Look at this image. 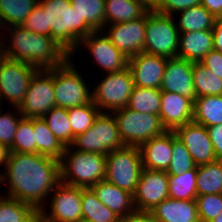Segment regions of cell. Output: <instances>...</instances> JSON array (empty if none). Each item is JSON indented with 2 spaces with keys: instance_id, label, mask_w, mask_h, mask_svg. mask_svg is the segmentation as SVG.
<instances>
[{
  "instance_id": "obj_1",
  "label": "cell",
  "mask_w": 222,
  "mask_h": 222,
  "mask_svg": "<svg viewBox=\"0 0 222 222\" xmlns=\"http://www.w3.org/2000/svg\"><path fill=\"white\" fill-rule=\"evenodd\" d=\"M0 186L8 185L6 197L31 205L36 211L60 183L59 160L38 153L10 152Z\"/></svg>"
},
{
  "instance_id": "obj_2",
  "label": "cell",
  "mask_w": 222,
  "mask_h": 222,
  "mask_svg": "<svg viewBox=\"0 0 222 222\" xmlns=\"http://www.w3.org/2000/svg\"><path fill=\"white\" fill-rule=\"evenodd\" d=\"M10 34L8 48L2 39L3 56L21 61L38 69L61 67L70 54L63 49L51 36H45L25 29L23 26L7 28Z\"/></svg>"
},
{
  "instance_id": "obj_3",
  "label": "cell",
  "mask_w": 222,
  "mask_h": 222,
  "mask_svg": "<svg viewBox=\"0 0 222 222\" xmlns=\"http://www.w3.org/2000/svg\"><path fill=\"white\" fill-rule=\"evenodd\" d=\"M66 160V161H65ZM60 182L74 187L91 188L105 179L106 155L71 150L66 146L59 160Z\"/></svg>"
},
{
  "instance_id": "obj_4",
  "label": "cell",
  "mask_w": 222,
  "mask_h": 222,
  "mask_svg": "<svg viewBox=\"0 0 222 222\" xmlns=\"http://www.w3.org/2000/svg\"><path fill=\"white\" fill-rule=\"evenodd\" d=\"M47 20V36H51L71 54L80 42V16L71 0H39Z\"/></svg>"
},
{
  "instance_id": "obj_5",
  "label": "cell",
  "mask_w": 222,
  "mask_h": 222,
  "mask_svg": "<svg viewBox=\"0 0 222 222\" xmlns=\"http://www.w3.org/2000/svg\"><path fill=\"white\" fill-rule=\"evenodd\" d=\"M173 16L150 8L146 12V31L143 52L165 58L178 57L179 30Z\"/></svg>"
},
{
  "instance_id": "obj_6",
  "label": "cell",
  "mask_w": 222,
  "mask_h": 222,
  "mask_svg": "<svg viewBox=\"0 0 222 222\" xmlns=\"http://www.w3.org/2000/svg\"><path fill=\"white\" fill-rule=\"evenodd\" d=\"M115 116L120 138L124 146L140 147L167 130L163 126L160 116L156 114L139 113L130 108L123 107L112 112Z\"/></svg>"
},
{
  "instance_id": "obj_7",
  "label": "cell",
  "mask_w": 222,
  "mask_h": 222,
  "mask_svg": "<svg viewBox=\"0 0 222 222\" xmlns=\"http://www.w3.org/2000/svg\"><path fill=\"white\" fill-rule=\"evenodd\" d=\"M142 170L140 148L123 146L106 155L104 180L134 194Z\"/></svg>"
},
{
  "instance_id": "obj_8",
  "label": "cell",
  "mask_w": 222,
  "mask_h": 222,
  "mask_svg": "<svg viewBox=\"0 0 222 222\" xmlns=\"http://www.w3.org/2000/svg\"><path fill=\"white\" fill-rule=\"evenodd\" d=\"M71 149L108 155L124 146L113 113L100 112L93 125L84 133L77 135Z\"/></svg>"
},
{
  "instance_id": "obj_9",
  "label": "cell",
  "mask_w": 222,
  "mask_h": 222,
  "mask_svg": "<svg viewBox=\"0 0 222 222\" xmlns=\"http://www.w3.org/2000/svg\"><path fill=\"white\" fill-rule=\"evenodd\" d=\"M80 74L70 58L61 67L53 68L56 107L70 109L92 101L91 89Z\"/></svg>"
},
{
  "instance_id": "obj_10",
  "label": "cell",
  "mask_w": 222,
  "mask_h": 222,
  "mask_svg": "<svg viewBox=\"0 0 222 222\" xmlns=\"http://www.w3.org/2000/svg\"><path fill=\"white\" fill-rule=\"evenodd\" d=\"M106 75L92 89V102L101 112L111 113L128 105L134 83L129 68Z\"/></svg>"
},
{
  "instance_id": "obj_11",
  "label": "cell",
  "mask_w": 222,
  "mask_h": 222,
  "mask_svg": "<svg viewBox=\"0 0 222 222\" xmlns=\"http://www.w3.org/2000/svg\"><path fill=\"white\" fill-rule=\"evenodd\" d=\"M30 64L2 57L0 59V105L6 100L19 107L28 90L32 77L39 71Z\"/></svg>"
},
{
  "instance_id": "obj_12",
  "label": "cell",
  "mask_w": 222,
  "mask_h": 222,
  "mask_svg": "<svg viewBox=\"0 0 222 222\" xmlns=\"http://www.w3.org/2000/svg\"><path fill=\"white\" fill-rule=\"evenodd\" d=\"M56 106L53 68L40 69L31 79L28 90L18 110L25 118H42Z\"/></svg>"
},
{
  "instance_id": "obj_13",
  "label": "cell",
  "mask_w": 222,
  "mask_h": 222,
  "mask_svg": "<svg viewBox=\"0 0 222 222\" xmlns=\"http://www.w3.org/2000/svg\"><path fill=\"white\" fill-rule=\"evenodd\" d=\"M51 194L50 212L43 207L38 212L39 222H78L82 219L81 187L60 182Z\"/></svg>"
},
{
  "instance_id": "obj_14",
  "label": "cell",
  "mask_w": 222,
  "mask_h": 222,
  "mask_svg": "<svg viewBox=\"0 0 222 222\" xmlns=\"http://www.w3.org/2000/svg\"><path fill=\"white\" fill-rule=\"evenodd\" d=\"M101 33L103 31H94L89 33L85 38L81 39L77 47L71 54L75 55L74 52L80 48L83 44V48H88L89 53L96 64H98L101 69H104L106 73H113L124 71L128 68L129 58L125 56L120 50H118L110 41V39Z\"/></svg>"
},
{
  "instance_id": "obj_15",
  "label": "cell",
  "mask_w": 222,
  "mask_h": 222,
  "mask_svg": "<svg viewBox=\"0 0 222 222\" xmlns=\"http://www.w3.org/2000/svg\"><path fill=\"white\" fill-rule=\"evenodd\" d=\"M167 198H169L167 172L143 168L133 194L136 211L149 213Z\"/></svg>"
},
{
  "instance_id": "obj_16",
  "label": "cell",
  "mask_w": 222,
  "mask_h": 222,
  "mask_svg": "<svg viewBox=\"0 0 222 222\" xmlns=\"http://www.w3.org/2000/svg\"><path fill=\"white\" fill-rule=\"evenodd\" d=\"M105 35L128 58L143 52L146 31V13L139 19L110 24Z\"/></svg>"
},
{
  "instance_id": "obj_17",
  "label": "cell",
  "mask_w": 222,
  "mask_h": 222,
  "mask_svg": "<svg viewBox=\"0 0 222 222\" xmlns=\"http://www.w3.org/2000/svg\"><path fill=\"white\" fill-rule=\"evenodd\" d=\"M174 132L197 166L217 160L207 127L192 121L177 127Z\"/></svg>"
},
{
  "instance_id": "obj_18",
  "label": "cell",
  "mask_w": 222,
  "mask_h": 222,
  "mask_svg": "<svg viewBox=\"0 0 222 222\" xmlns=\"http://www.w3.org/2000/svg\"><path fill=\"white\" fill-rule=\"evenodd\" d=\"M160 90L186 96L194 102L197 95L193 81V62L178 57L167 59Z\"/></svg>"
},
{
  "instance_id": "obj_19",
  "label": "cell",
  "mask_w": 222,
  "mask_h": 222,
  "mask_svg": "<svg viewBox=\"0 0 222 222\" xmlns=\"http://www.w3.org/2000/svg\"><path fill=\"white\" fill-rule=\"evenodd\" d=\"M167 59L145 52L129 58L128 68L131 71L134 86L160 89Z\"/></svg>"
},
{
  "instance_id": "obj_20",
  "label": "cell",
  "mask_w": 222,
  "mask_h": 222,
  "mask_svg": "<svg viewBox=\"0 0 222 222\" xmlns=\"http://www.w3.org/2000/svg\"><path fill=\"white\" fill-rule=\"evenodd\" d=\"M194 102L183 95L167 91L161 92L159 116L167 131L193 121Z\"/></svg>"
},
{
  "instance_id": "obj_21",
  "label": "cell",
  "mask_w": 222,
  "mask_h": 222,
  "mask_svg": "<svg viewBox=\"0 0 222 222\" xmlns=\"http://www.w3.org/2000/svg\"><path fill=\"white\" fill-rule=\"evenodd\" d=\"M142 166L145 169L166 171L172 157V131L149 139L140 147Z\"/></svg>"
},
{
  "instance_id": "obj_22",
  "label": "cell",
  "mask_w": 222,
  "mask_h": 222,
  "mask_svg": "<svg viewBox=\"0 0 222 222\" xmlns=\"http://www.w3.org/2000/svg\"><path fill=\"white\" fill-rule=\"evenodd\" d=\"M91 189L97 198L121 219L135 214L133 194L105 181H99Z\"/></svg>"
},
{
  "instance_id": "obj_23",
  "label": "cell",
  "mask_w": 222,
  "mask_h": 222,
  "mask_svg": "<svg viewBox=\"0 0 222 222\" xmlns=\"http://www.w3.org/2000/svg\"><path fill=\"white\" fill-rule=\"evenodd\" d=\"M149 214L158 222H200L196 200L167 198Z\"/></svg>"
},
{
  "instance_id": "obj_24",
  "label": "cell",
  "mask_w": 222,
  "mask_h": 222,
  "mask_svg": "<svg viewBox=\"0 0 222 222\" xmlns=\"http://www.w3.org/2000/svg\"><path fill=\"white\" fill-rule=\"evenodd\" d=\"M213 49L212 30H199L179 34L178 58L191 62H201L205 55Z\"/></svg>"
},
{
  "instance_id": "obj_25",
  "label": "cell",
  "mask_w": 222,
  "mask_h": 222,
  "mask_svg": "<svg viewBox=\"0 0 222 222\" xmlns=\"http://www.w3.org/2000/svg\"><path fill=\"white\" fill-rule=\"evenodd\" d=\"M80 16V40L94 31L105 29V0H71Z\"/></svg>"
},
{
  "instance_id": "obj_26",
  "label": "cell",
  "mask_w": 222,
  "mask_h": 222,
  "mask_svg": "<svg viewBox=\"0 0 222 222\" xmlns=\"http://www.w3.org/2000/svg\"><path fill=\"white\" fill-rule=\"evenodd\" d=\"M150 8L147 0H105V27L139 19Z\"/></svg>"
},
{
  "instance_id": "obj_27",
  "label": "cell",
  "mask_w": 222,
  "mask_h": 222,
  "mask_svg": "<svg viewBox=\"0 0 222 222\" xmlns=\"http://www.w3.org/2000/svg\"><path fill=\"white\" fill-rule=\"evenodd\" d=\"M193 122L205 127L222 124V95L197 97L194 100Z\"/></svg>"
},
{
  "instance_id": "obj_28",
  "label": "cell",
  "mask_w": 222,
  "mask_h": 222,
  "mask_svg": "<svg viewBox=\"0 0 222 222\" xmlns=\"http://www.w3.org/2000/svg\"><path fill=\"white\" fill-rule=\"evenodd\" d=\"M82 219L90 222H120L121 218L104 205L91 188H81Z\"/></svg>"
},
{
  "instance_id": "obj_29",
  "label": "cell",
  "mask_w": 222,
  "mask_h": 222,
  "mask_svg": "<svg viewBox=\"0 0 222 222\" xmlns=\"http://www.w3.org/2000/svg\"><path fill=\"white\" fill-rule=\"evenodd\" d=\"M36 153L60 160L65 146L52 134L42 118H33Z\"/></svg>"
},
{
  "instance_id": "obj_30",
  "label": "cell",
  "mask_w": 222,
  "mask_h": 222,
  "mask_svg": "<svg viewBox=\"0 0 222 222\" xmlns=\"http://www.w3.org/2000/svg\"><path fill=\"white\" fill-rule=\"evenodd\" d=\"M177 13L181 14L177 22L179 33L212 30L214 27L215 17L201 4Z\"/></svg>"
},
{
  "instance_id": "obj_31",
  "label": "cell",
  "mask_w": 222,
  "mask_h": 222,
  "mask_svg": "<svg viewBox=\"0 0 222 222\" xmlns=\"http://www.w3.org/2000/svg\"><path fill=\"white\" fill-rule=\"evenodd\" d=\"M198 195L222 193V160L197 166Z\"/></svg>"
},
{
  "instance_id": "obj_32",
  "label": "cell",
  "mask_w": 222,
  "mask_h": 222,
  "mask_svg": "<svg viewBox=\"0 0 222 222\" xmlns=\"http://www.w3.org/2000/svg\"><path fill=\"white\" fill-rule=\"evenodd\" d=\"M39 0H0V23L2 28L21 26ZM7 22V23H6Z\"/></svg>"
},
{
  "instance_id": "obj_33",
  "label": "cell",
  "mask_w": 222,
  "mask_h": 222,
  "mask_svg": "<svg viewBox=\"0 0 222 222\" xmlns=\"http://www.w3.org/2000/svg\"><path fill=\"white\" fill-rule=\"evenodd\" d=\"M0 197V222H38V211L19 200Z\"/></svg>"
},
{
  "instance_id": "obj_34",
  "label": "cell",
  "mask_w": 222,
  "mask_h": 222,
  "mask_svg": "<svg viewBox=\"0 0 222 222\" xmlns=\"http://www.w3.org/2000/svg\"><path fill=\"white\" fill-rule=\"evenodd\" d=\"M161 90L134 86L127 107L139 113L159 115Z\"/></svg>"
},
{
  "instance_id": "obj_35",
  "label": "cell",
  "mask_w": 222,
  "mask_h": 222,
  "mask_svg": "<svg viewBox=\"0 0 222 222\" xmlns=\"http://www.w3.org/2000/svg\"><path fill=\"white\" fill-rule=\"evenodd\" d=\"M197 166L182 175H168L169 198L196 200Z\"/></svg>"
},
{
  "instance_id": "obj_36",
  "label": "cell",
  "mask_w": 222,
  "mask_h": 222,
  "mask_svg": "<svg viewBox=\"0 0 222 222\" xmlns=\"http://www.w3.org/2000/svg\"><path fill=\"white\" fill-rule=\"evenodd\" d=\"M193 81L197 97L222 95V79L200 62H193Z\"/></svg>"
},
{
  "instance_id": "obj_37",
  "label": "cell",
  "mask_w": 222,
  "mask_h": 222,
  "mask_svg": "<svg viewBox=\"0 0 222 222\" xmlns=\"http://www.w3.org/2000/svg\"><path fill=\"white\" fill-rule=\"evenodd\" d=\"M42 119L47 123L52 134L66 147L73 143V133L65 108L53 107Z\"/></svg>"
},
{
  "instance_id": "obj_38",
  "label": "cell",
  "mask_w": 222,
  "mask_h": 222,
  "mask_svg": "<svg viewBox=\"0 0 222 222\" xmlns=\"http://www.w3.org/2000/svg\"><path fill=\"white\" fill-rule=\"evenodd\" d=\"M70 121L73 141L77 135L86 132L94 123L96 117L101 112L91 101L83 106L67 109Z\"/></svg>"
},
{
  "instance_id": "obj_39",
  "label": "cell",
  "mask_w": 222,
  "mask_h": 222,
  "mask_svg": "<svg viewBox=\"0 0 222 222\" xmlns=\"http://www.w3.org/2000/svg\"><path fill=\"white\" fill-rule=\"evenodd\" d=\"M196 166L185 145L177 138L175 132L172 131V157L166 170L167 174L174 176L182 175Z\"/></svg>"
},
{
  "instance_id": "obj_40",
  "label": "cell",
  "mask_w": 222,
  "mask_h": 222,
  "mask_svg": "<svg viewBox=\"0 0 222 222\" xmlns=\"http://www.w3.org/2000/svg\"><path fill=\"white\" fill-rule=\"evenodd\" d=\"M10 152L26 154L36 153L33 118L22 117L20 119Z\"/></svg>"
},
{
  "instance_id": "obj_41",
  "label": "cell",
  "mask_w": 222,
  "mask_h": 222,
  "mask_svg": "<svg viewBox=\"0 0 222 222\" xmlns=\"http://www.w3.org/2000/svg\"><path fill=\"white\" fill-rule=\"evenodd\" d=\"M200 222H211L222 212V193L198 195L196 197Z\"/></svg>"
},
{
  "instance_id": "obj_42",
  "label": "cell",
  "mask_w": 222,
  "mask_h": 222,
  "mask_svg": "<svg viewBox=\"0 0 222 222\" xmlns=\"http://www.w3.org/2000/svg\"><path fill=\"white\" fill-rule=\"evenodd\" d=\"M1 109L0 106V143L10 149L15 137L18 122L22 118V115L17 107L14 108V111H17L16 113L13 112L14 114L9 111L3 114Z\"/></svg>"
},
{
  "instance_id": "obj_43",
  "label": "cell",
  "mask_w": 222,
  "mask_h": 222,
  "mask_svg": "<svg viewBox=\"0 0 222 222\" xmlns=\"http://www.w3.org/2000/svg\"><path fill=\"white\" fill-rule=\"evenodd\" d=\"M200 4L201 0H156L151 8L158 13L173 16L174 13Z\"/></svg>"
},
{
  "instance_id": "obj_44",
  "label": "cell",
  "mask_w": 222,
  "mask_h": 222,
  "mask_svg": "<svg viewBox=\"0 0 222 222\" xmlns=\"http://www.w3.org/2000/svg\"><path fill=\"white\" fill-rule=\"evenodd\" d=\"M32 32L47 36V20L43 7L38 3L21 25Z\"/></svg>"
},
{
  "instance_id": "obj_45",
  "label": "cell",
  "mask_w": 222,
  "mask_h": 222,
  "mask_svg": "<svg viewBox=\"0 0 222 222\" xmlns=\"http://www.w3.org/2000/svg\"><path fill=\"white\" fill-rule=\"evenodd\" d=\"M202 65H204L208 70L217 75V77L222 79V53L216 50H211L205 57L201 60Z\"/></svg>"
},
{
  "instance_id": "obj_46",
  "label": "cell",
  "mask_w": 222,
  "mask_h": 222,
  "mask_svg": "<svg viewBox=\"0 0 222 222\" xmlns=\"http://www.w3.org/2000/svg\"><path fill=\"white\" fill-rule=\"evenodd\" d=\"M217 160H222V124L207 127Z\"/></svg>"
},
{
  "instance_id": "obj_47",
  "label": "cell",
  "mask_w": 222,
  "mask_h": 222,
  "mask_svg": "<svg viewBox=\"0 0 222 222\" xmlns=\"http://www.w3.org/2000/svg\"><path fill=\"white\" fill-rule=\"evenodd\" d=\"M213 31L214 50L222 53V17L215 18Z\"/></svg>"
},
{
  "instance_id": "obj_48",
  "label": "cell",
  "mask_w": 222,
  "mask_h": 222,
  "mask_svg": "<svg viewBox=\"0 0 222 222\" xmlns=\"http://www.w3.org/2000/svg\"><path fill=\"white\" fill-rule=\"evenodd\" d=\"M201 5L215 18L222 17V0H201Z\"/></svg>"
},
{
  "instance_id": "obj_49",
  "label": "cell",
  "mask_w": 222,
  "mask_h": 222,
  "mask_svg": "<svg viewBox=\"0 0 222 222\" xmlns=\"http://www.w3.org/2000/svg\"><path fill=\"white\" fill-rule=\"evenodd\" d=\"M120 222H158L149 213L136 212L129 217L123 218Z\"/></svg>"
},
{
  "instance_id": "obj_50",
  "label": "cell",
  "mask_w": 222,
  "mask_h": 222,
  "mask_svg": "<svg viewBox=\"0 0 222 222\" xmlns=\"http://www.w3.org/2000/svg\"><path fill=\"white\" fill-rule=\"evenodd\" d=\"M10 155V149L0 143V165H6Z\"/></svg>"
},
{
  "instance_id": "obj_51",
  "label": "cell",
  "mask_w": 222,
  "mask_h": 222,
  "mask_svg": "<svg viewBox=\"0 0 222 222\" xmlns=\"http://www.w3.org/2000/svg\"><path fill=\"white\" fill-rule=\"evenodd\" d=\"M211 222H222V212H220Z\"/></svg>"
},
{
  "instance_id": "obj_52",
  "label": "cell",
  "mask_w": 222,
  "mask_h": 222,
  "mask_svg": "<svg viewBox=\"0 0 222 222\" xmlns=\"http://www.w3.org/2000/svg\"><path fill=\"white\" fill-rule=\"evenodd\" d=\"M2 47H3V45H2V41H1V39H0V59L3 57V50H2Z\"/></svg>"
},
{
  "instance_id": "obj_53",
  "label": "cell",
  "mask_w": 222,
  "mask_h": 222,
  "mask_svg": "<svg viewBox=\"0 0 222 222\" xmlns=\"http://www.w3.org/2000/svg\"><path fill=\"white\" fill-rule=\"evenodd\" d=\"M150 5H152L156 0H147Z\"/></svg>"
},
{
  "instance_id": "obj_54",
  "label": "cell",
  "mask_w": 222,
  "mask_h": 222,
  "mask_svg": "<svg viewBox=\"0 0 222 222\" xmlns=\"http://www.w3.org/2000/svg\"><path fill=\"white\" fill-rule=\"evenodd\" d=\"M78 222H90V221H87V220L81 219V220H79Z\"/></svg>"
},
{
  "instance_id": "obj_55",
  "label": "cell",
  "mask_w": 222,
  "mask_h": 222,
  "mask_svg": "<svg viewBox=\"0 0 222 222\" xmlns=\"http://www.w3.org/2000/svg\"><path fill=\"white\" fill-rule=\"evenodd\" d=\"M0 29H1V32H2L3 30H2V26H1V23H0ZM1 38H2V36L0 35V39H1Z\"/></svg>"
}]
</instances>
